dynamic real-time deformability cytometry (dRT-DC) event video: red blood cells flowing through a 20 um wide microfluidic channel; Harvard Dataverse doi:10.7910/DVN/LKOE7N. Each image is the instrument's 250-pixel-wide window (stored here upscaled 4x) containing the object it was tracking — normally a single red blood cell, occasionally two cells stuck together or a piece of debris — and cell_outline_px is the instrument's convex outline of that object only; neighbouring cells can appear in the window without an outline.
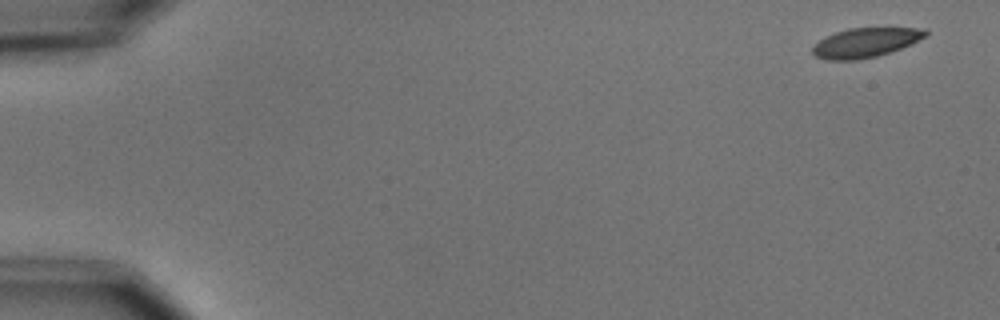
{"species": "common noctule bat (a hibernating species)", "species_latin": "Nyctalus noctula", "temperature_condition": "cold", "stored_images_in_passage": 5, "segment_of_instrument_passage": [2, 2], "camera_frame_rate_fps": 3000, "um_per_image_px": 0.085, "animal": {"sex": "male", "body_mass_g": 15.6}, "frame": {"image": 1, "passage_image": 5, "time_ms": 5.667, "image_size_px": [1000, 320], "cell_outline_px": [[928, 36], [892, 52], [876, 56], [856, 60], [828, 60], [816, 56], [812, 52], [812, 48], [824, 36], [848, 28], [928, 28]], "centroid_in_image_um": [73.6, 3.61], "position_along_channel_um": 11.4, "area_um2": 19.42}}